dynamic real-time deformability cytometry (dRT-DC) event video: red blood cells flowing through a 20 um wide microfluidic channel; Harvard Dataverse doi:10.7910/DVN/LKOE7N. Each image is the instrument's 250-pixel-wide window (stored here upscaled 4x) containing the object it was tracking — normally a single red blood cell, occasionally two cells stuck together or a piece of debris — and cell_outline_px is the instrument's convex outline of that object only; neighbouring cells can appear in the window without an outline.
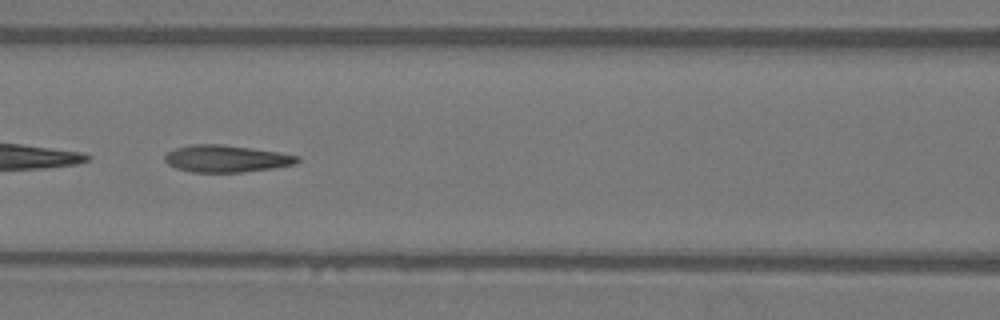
{"species": "Egyptian fruit bat (a non-hibernating species)", "species_latin": "Rousettus aegyptiacus", "temperature_condition": "warm", "stored_images_in_passage": 34, "camera_frame_rate_fps": 3000, "um_per_image_px": 0.085, "animal": {"sex": "female"}, "frame": {"image": 1, "passage_image": 23, "time_ms": 7.333, "image_size_px": [1000, 320], "cell_outline_px": [[300, 160], [296, 164], [272, 168], [244, 172], [192, 172], [176, 168], [168, 164], [164, 160], [164, 156], [168, 152], [176, 148], [192, 144], [224, 144], [276, 152], [300, 156]], "centroid_in_image_um": [19.22, 13.49], "position_along_channel_um": 147.4, "area_um2": 20.81}}
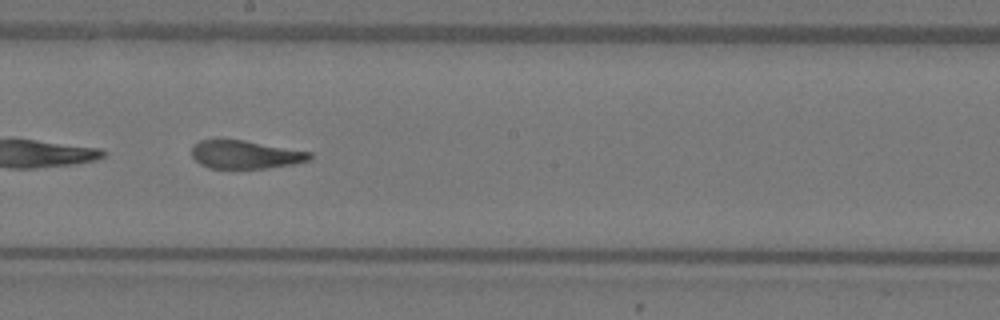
{"frame": {"image": 2, "passage_image": 29, "time_ms": 9.333, "image_size_px": [1000, 320], "cell_outline_px": [[312, 160], [296, 164], [264, 168], [208, 168], [200, 164], [192, 156], [192, 148], [200, 140], [244, 140], [312, 152]], "centroid_in_image_um": [20.91, 13.15], "position_along_channel_um": 227.3, "area_um2": 19.36}}
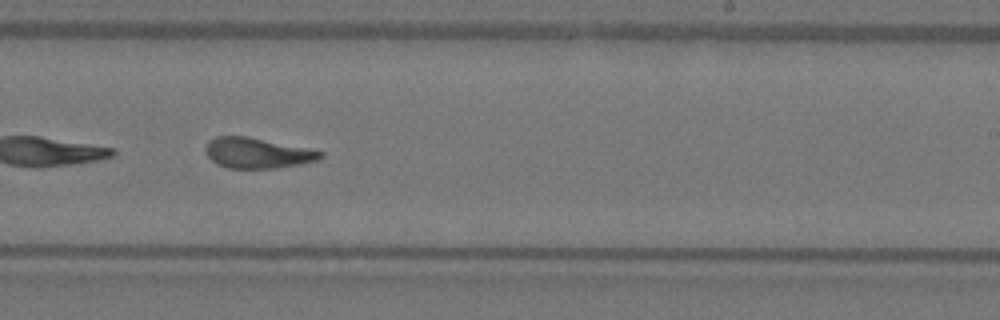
{"frame": {"image": 3, "passage_image": 32, "time_ms": 10.333, "image_size_px": [1000, 320], "cell_outline_px": [[324, 156], [320, 160], [300, 164], [276, 168], [228, 168], [216, 164], [204, 152], [204, 148], [208, 140], [216, 136], [248, 136], [324, 152]], "centroid_in_image_um": [21.84, 13.0], "position_along_channel_um": 267.2, "area_um2": 20.46}}